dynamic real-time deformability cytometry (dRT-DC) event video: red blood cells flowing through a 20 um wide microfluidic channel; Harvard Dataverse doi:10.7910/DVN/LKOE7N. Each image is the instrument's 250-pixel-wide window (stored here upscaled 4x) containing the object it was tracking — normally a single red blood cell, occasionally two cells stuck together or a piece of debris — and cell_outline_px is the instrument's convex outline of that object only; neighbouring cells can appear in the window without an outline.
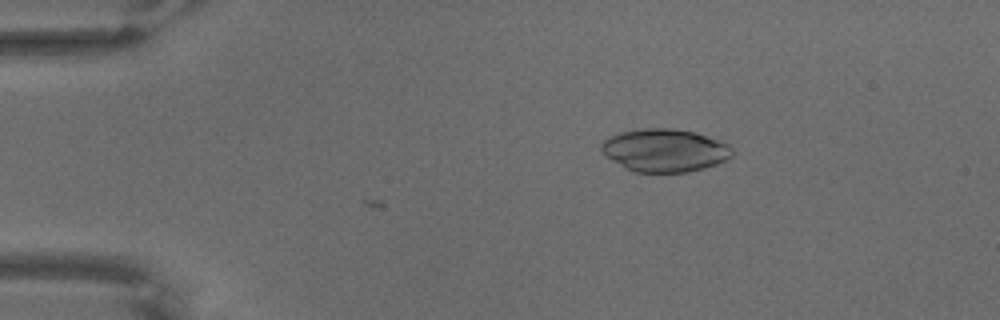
{"species": "common noctule bat (a hibernating species)", "species_latin": "Nyctalus noctula", "temperature_condition": "warm", "stored_images_in_passage": 3, "camera_frame_rate_fps": 3000, "um_per_image_px": 0.085, "animal": {"sex": "male", "body_mass_g": 18.8}, "frame": {"image": 1, "passage_image": 1, "time_ms": 0.0, "image_size_px": [1000, 320], "cell_outline_px": [[736, 152], [728, 160], [704, 168], [688, 172], [636, 172], [624, 168], [608, 156], [600, 148], [600, 144], [604, 140], [620, 132], [640, 128], [672, 128], [696, 132], [724, 140]], "centroid_in_image_um": [56.58, 12.76], "position_along_channel_um": 28.4, "area_um2": 33.06}}